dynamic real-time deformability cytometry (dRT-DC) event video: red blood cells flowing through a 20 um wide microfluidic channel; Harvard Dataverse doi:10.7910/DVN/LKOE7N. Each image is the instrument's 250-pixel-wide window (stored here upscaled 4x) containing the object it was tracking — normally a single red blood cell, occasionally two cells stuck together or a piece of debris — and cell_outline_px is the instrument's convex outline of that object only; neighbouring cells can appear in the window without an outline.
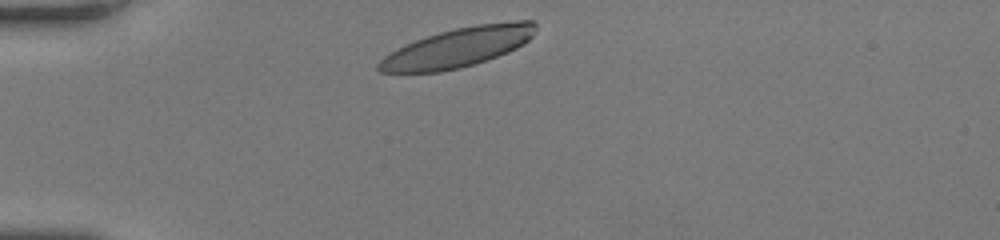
{"species": "human", "species_latin": "Homo sapiens", "temperature_condition": "room temperature", "stored_images_in_passage": 32, "camera_frame_rate_fps": 3000, "um_per_image_px": 0.085, "donor": {"sex": "female"}, "frame": {"image": 1, "passage_image": 1, "time_ms": 0.0, "image_size_px": [1000, 240], "cell_outline_px": [[536, 28], [532, 36], [524, 44], [508, 52], [460, 68], [440, 72], [380, 72], [376, 68], [376, 64], [384, 56], [404, 44], [440, 32], [456, 28], [476, 24], [516, 20], [532, 20], [536, 24]], "centroid_in_image_um": [38.93, 4.02], "position_along_channel_um": 46.1, "area_um2": 35.84}}
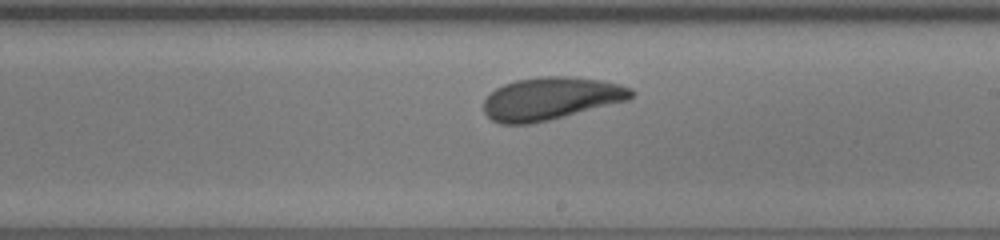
{"frame": {"image": 2, "passage_image": 19, "time_ms": 6.0, "image_size_px": [1000, 240], "cell_outline_px": [[636, 92], [628, 100], [548, 120], [528, 124], [500, 124], [492, 120], [484, 112], [484, 100], [496, 88], [504, 84], [516, 80], [544, 76], [564, 76], [600, 80], [620, 84], [632, 88]], "centroid_in_image_um": [46.82, 8.37], "position_along_channel_um": 242.2, "area_um2": 36.41}}
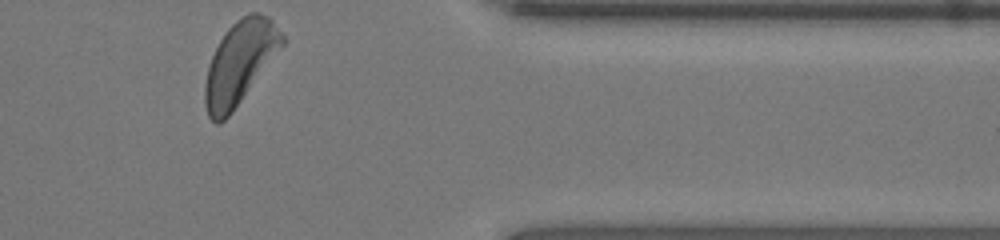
{"frame": {"image": 3, "passage_image": 32, "time_ms": 10.333, "image_size_px": [1000, 240], "cell_outline_px": [[284, 44], [232, 112], [220, 124], [216, 124], [208, 116], [204, 104], [204, 84], [208, 68], [212, 56], [220, 40], [228, 28], [236, 20], [248, 12], [260, 12], [268, 16], [272, 20], [284, 36]], "centroid_in_image_um": [20.37, 5.32], "position_along_channel_um": 391.0, "area_um2": 36.93}, "authors_computed_cell_mechanics": {"area_um2": 36.3851, "velocity_mm_per_s": 3.7829, "shape_relaxation_time_tau1_ms": 3.2827, "shape_relaxation_time_tau2_ms": 1.9785, "deformation_change_tau1": 0.1306, "deformation_change_tau2": 0.0795}}